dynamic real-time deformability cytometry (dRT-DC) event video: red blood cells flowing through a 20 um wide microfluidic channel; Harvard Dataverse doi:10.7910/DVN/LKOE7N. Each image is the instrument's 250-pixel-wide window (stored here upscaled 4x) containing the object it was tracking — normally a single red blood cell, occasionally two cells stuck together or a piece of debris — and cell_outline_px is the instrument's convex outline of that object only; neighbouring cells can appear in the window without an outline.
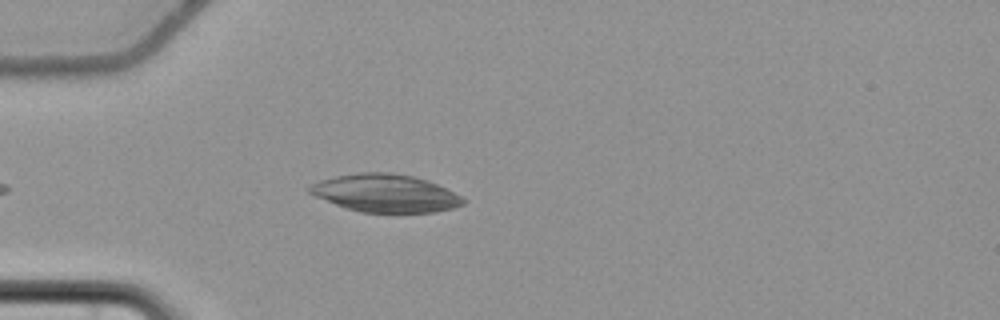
{"species": "common noctule bat (a hibernating species)", "species_latin": "Nyctalus noctula", "temperature_condition": "cold", "stored_images_in_passage": 42, "camera_frame_rate_fps": 3000, "um_per_image_px": 0.085, "animal": {"sex": "female", "body_mass_g": 22.7, "forearm_length_mm": 54.2}, "frame": {"image": 1, "passage_image": 6, "time_ms": 1.667, "image_size_px": [1000, 320], "cell_outline_px": [[464, 204], [452, 208], [436, 212], [360, 212], [344, 208], [316, 196], [308, 192], [304, 188], [308, 184], [320, 180], [336, 176], [360, 172], [388, 172], [412, 176], [428, 180], [460, 196], [464, 200]], "centroid_in_image_um": [32.68, 16.42], "position_along_channel_um": 52.3, "area_um2": 33.76}}
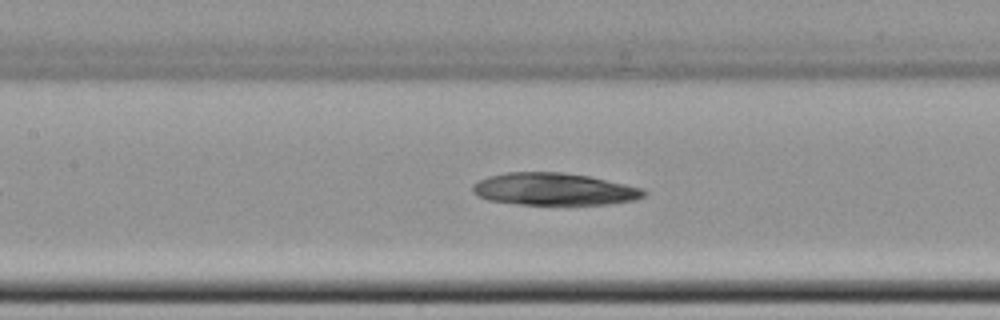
{"frame": {"image": 2, "passage_image": 16, "time_ms": 5.0, "image_size_px": [1000, 320], "cell_outline_px": [[648, 192], [644, 196], [636, 200], [608, 204], [520, 204], [488, 200], [476, 196], [472, 192], [472, 184], [488, 176], [508, 172], [564, 172], [588, 176], [644, 188]], "centroid_in_image_um": [47.09, 16.07], "position_along_channel_um": 160.3, "area_um2": 32.25}}
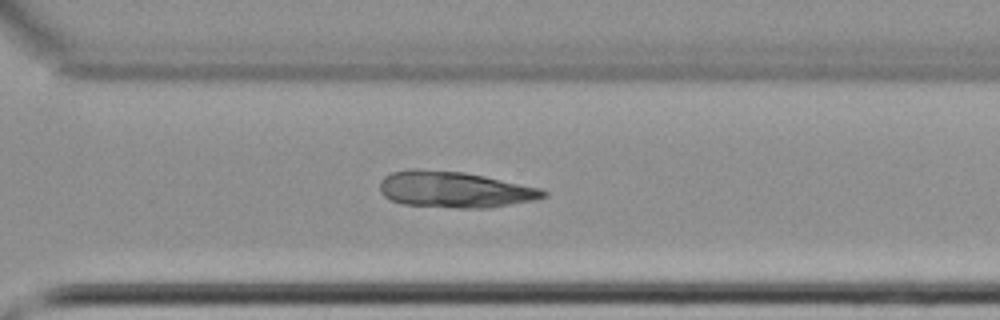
{"frame": {"image": 3, "passage_image": 30, "time_ms": 9.667, "image_size_px": [1000, 320], "cell_outline_px": [[548, 196], [536, 200], [488, 208], [456, 208], [404, 204], [392, 200], [384, 196], [380, 192], [380, 180], [384, 176], [392, 172], [408, 168], [416, 168], [464, 172], [484, 176], [540, 188], [548, 192]], "centroid_in_image_um": [38.63, 16.11], "position_along_channel_um": 332.0, "area_um2": 34.68}}